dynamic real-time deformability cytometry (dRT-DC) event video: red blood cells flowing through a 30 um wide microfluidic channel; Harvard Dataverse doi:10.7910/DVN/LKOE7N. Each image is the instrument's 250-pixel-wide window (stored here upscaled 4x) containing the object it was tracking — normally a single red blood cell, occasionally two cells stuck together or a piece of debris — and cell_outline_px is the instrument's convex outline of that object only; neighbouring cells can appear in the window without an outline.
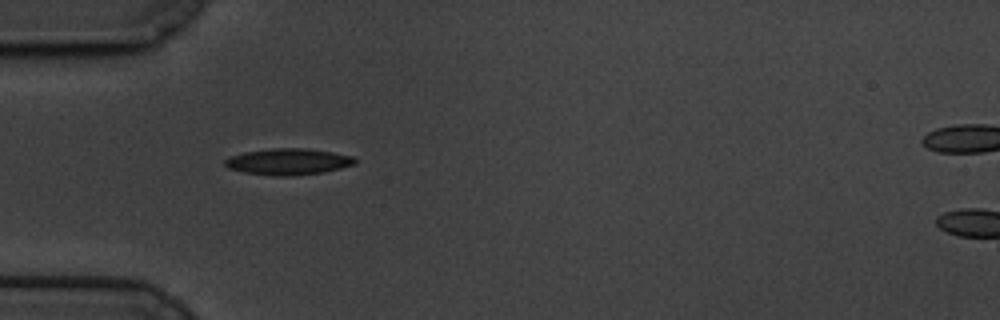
{"species": "common noctule bat (a hibernating species)", "species_latin": "Nyctalus noctula", "temperature_condition": "cold", "stored_images_in_passage": 43, "camera_frame_rate_fps": 3000, "um_per_image_px": 0.085, "animal": {"sex": "male", "body_mass_g": 19.5, "forearm_length_mm": 54.6}, "frame": {"image": 1, "passage_image": 1, "time_ms": 0.0, "image_size_px": [1000, 320], "cell_outline_px": [[356, 164], [324, 172], [292, 176], [272, 176], [244, 172], [228, 168], [224, 164], [224, 160], [228, 156], [244, 152], [272, 148], [308, 148], [332, 152], [352, 156], [356, 160]], "centroid_in_image_um": [24.47, 13.74], "position_along_channel_um": 60.5, "area_um2": 20.11}}
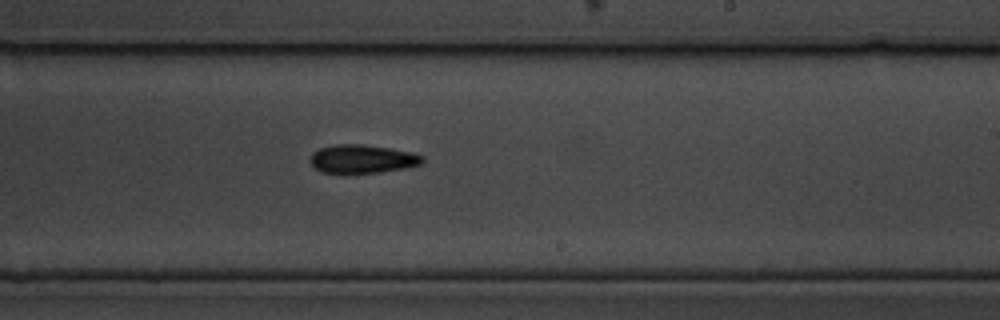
{"frame": {"image": 2, "passage_image": 19, "time_ms": 6.0, "image_size_px": [1000, 320], "cell_outline_px": [[424, 160], [420, 164], [404, 168], [380, 172], [320, 172], [308, 160], [312, 152], [320, 148], [336, 144], [364, 144], [392, 148], [412, 152], [424, 156]], "centroid_in_image_um": [30.79, 13.48], "position_along_channel_um": 258.2, "area_um2": 18.55}}
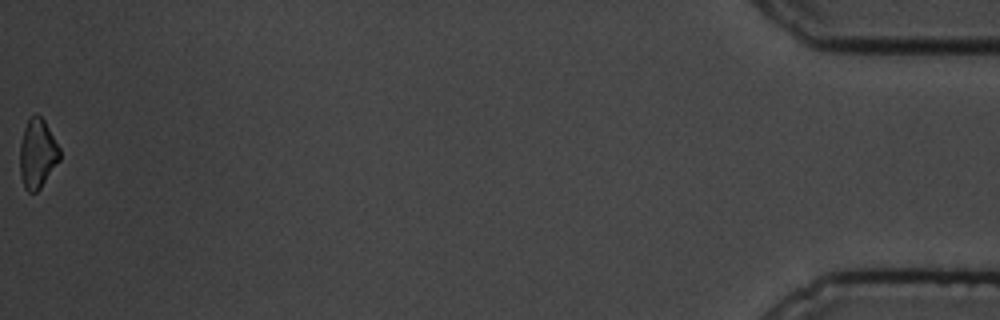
{"frame": {"image": 3, "passage_image": 43, "time_ms": 14.0, "image_size_px": [1000, 320], "cell_outline_px": [[60, 160], [40, 188], [36, 192], [28, 192], [24, 188], [20, 176], [20, 144], [24, 128], [28, 120], [36, 112], [44, 120], [60, 148]], "centroid_in_image_um": [3.18, 13.07], "position_along_channel_um": 432.0, "area_um2": 16.07}, "authors_computed_cell_mechanics": {"area_um2": 18.0914, "velocity_mm_per_s": 3.3543, "shape_relaxation_time_tau1_ms": 2.233, "shape_relaxation_time_tau2_ms": null, "deformation_change_tau1": 0.0918, "deformation_change_tau2": null}}